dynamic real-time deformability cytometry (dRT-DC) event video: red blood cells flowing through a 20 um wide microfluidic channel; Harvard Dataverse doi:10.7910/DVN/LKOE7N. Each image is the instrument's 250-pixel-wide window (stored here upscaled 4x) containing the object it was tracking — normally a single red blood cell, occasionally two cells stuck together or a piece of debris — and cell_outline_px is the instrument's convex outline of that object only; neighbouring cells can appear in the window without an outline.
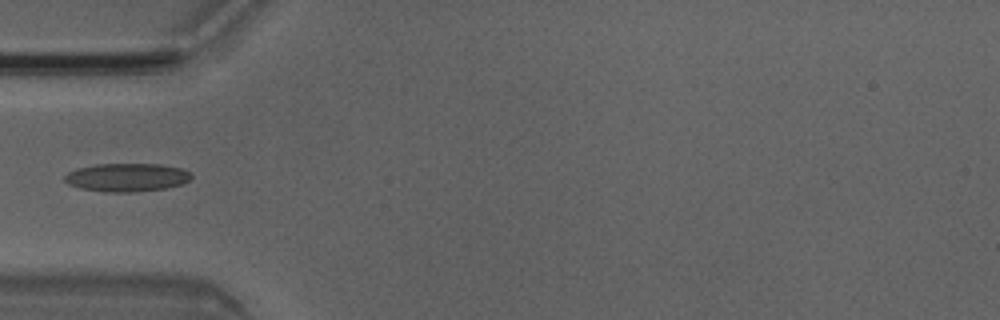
{"species": "Egyptian fruit bat (a non-hibernating species)", "species_latin": "Rousettus aegyptiacus", "temperature_condition": "room temperature", "stored_images_in_passage": 5, "camera_frame_rate_fps": 3000, "um_per_image_px": 0.085, "animal": {"sex": "male"}, "frame": {"image": 1, "passage_image": 4, "time_ms": 1.0, "image_size_px": [1000, 320], "cell_outline_px": [[192, 176], [184, 184], [164, 188], [136, 192], [104, 192], [80, 188], [68, 184], [64, 180], [64, 176], [68, 172], [76, 168], [96, 164], [160, 164], [180, 168], [192, 172]], "centroid_in_image_um": [10.77, 15.08], "position_along_channel_um": 74.2, "area_um2": 21.04}}